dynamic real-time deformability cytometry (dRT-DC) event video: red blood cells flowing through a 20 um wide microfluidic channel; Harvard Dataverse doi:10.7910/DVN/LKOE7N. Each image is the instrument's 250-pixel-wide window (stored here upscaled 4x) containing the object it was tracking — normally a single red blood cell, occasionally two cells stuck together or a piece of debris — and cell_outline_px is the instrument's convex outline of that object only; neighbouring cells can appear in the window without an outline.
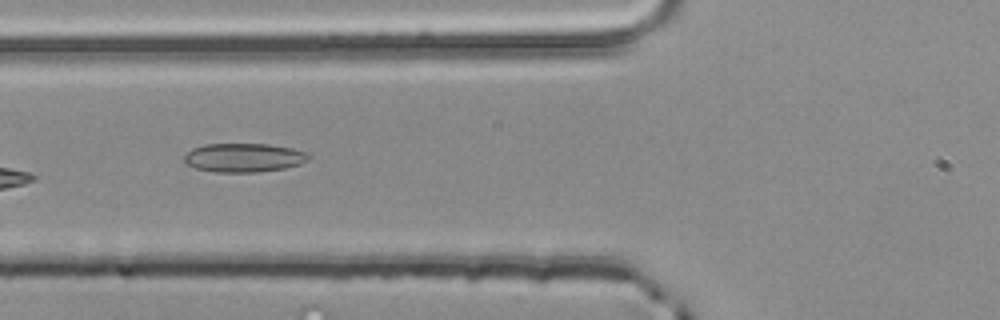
{"species": "common noctule bat (a hibernating species)", "species_latin": "Nyctalus noctula", "temperature_condition": "room temperature", "stored_images_in_passage": 6, "camera_frame_rate_fps": 3000, "um_per_image_px": 0.085, "animal": {"sex": "male", "body_mass_g": 20.4}, "frame": {"image": 1, "passage_image": 5, "time_ms": 1.333, "image_size_px": [1000, 320], "cell_outline_px": [[312, 156], [308, 160], [300, 164], [284, 168], [256, 172], [212, 172], [196, 168], [184, 164], [184, 156], [192, 148], [204, 144], [268, 144], [292, 148], [304, 152]], "centroid_in_image_um": [20.7, 13.4], "position_along_channel_um": 105.1, "area_um2": 20.98}}
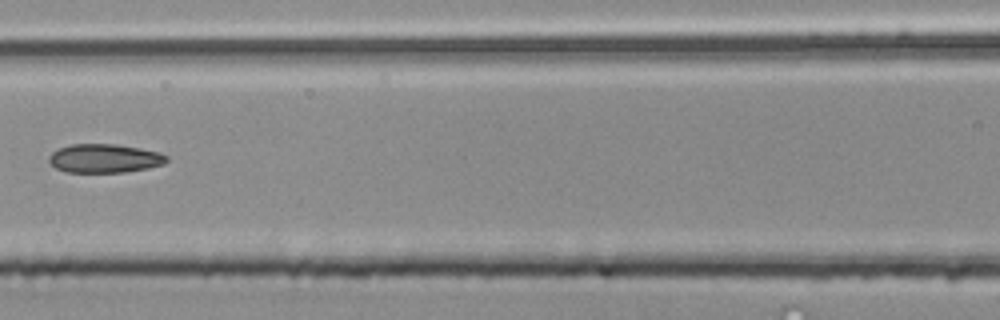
{"frame": {"image": 2, "passage_image": 6, "time_ms": 1.667, "image_size_px": [1000, 320], "cell_outline_px": [[168, 160], [164, 164], [148, 168], [124, 172], [64, 172], [56, 168], [48, 160], [52, 152], [68, 144], [116, 144], [140, 148], [156, 152], [168, 156]], "centroid_in_image_um": [8.88, 13.46], "position_along_channel_um": 157.7, "area_um2": 19.65}}